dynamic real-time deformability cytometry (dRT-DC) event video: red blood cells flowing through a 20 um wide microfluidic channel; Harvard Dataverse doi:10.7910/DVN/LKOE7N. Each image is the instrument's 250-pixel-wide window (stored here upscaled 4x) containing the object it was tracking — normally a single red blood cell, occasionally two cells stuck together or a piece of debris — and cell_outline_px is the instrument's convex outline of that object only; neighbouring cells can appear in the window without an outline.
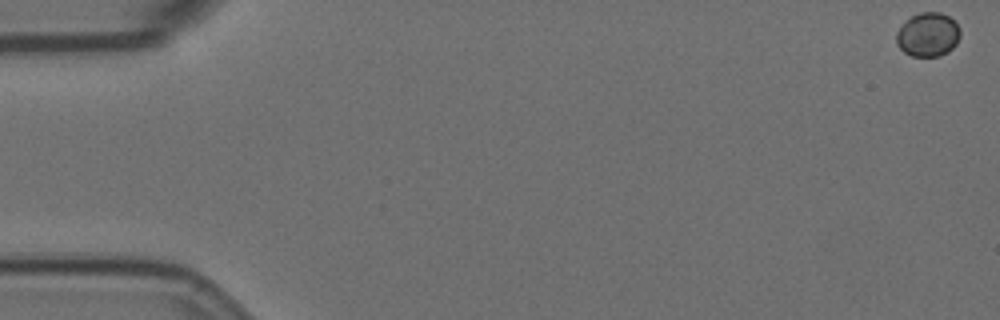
{"species": "Egyptian fruit bat (a non-hibernating species)", "species_latin": "Rousettus aegyptiacus", "temperature_condition": "room temperature", "stored_images_in_passage": 58, "camera_frame_rate_fps": 3000, "um_per_image_px": 0.085, "animal": {"sex": "female"}, "frame": {"image": 1, "passage_image": 1, "time_ms": 0.0, "image_size_px": [1000, 320], "cell_outline_px": [[960, 36], [956, 44], [948, 52], [940, 56], [912, 56], [904, 52], [896, 44], [896, 32], [912, 16], [920, 12], [940, 12], [948, 16], [960, 28]], "centroid_in_image_um": [78.88, 2.96], "position_along_channel_um": 6.1, "area_um2": 16.24}}
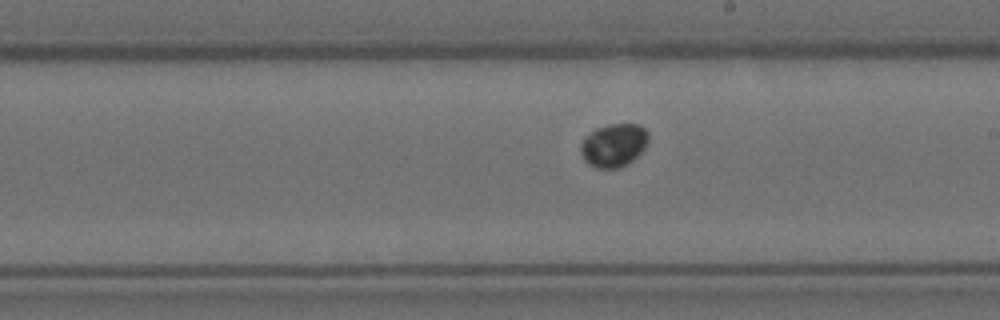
{"frame": {"image": 2, "passage_image": 33, "time_ms": 10.667, "image_size_px": [1000, 320], "cell_outline_px": [[648, 140], [644, 148], [632, 160], [616, 168], [596, 168], [588, 164], [584, 160], [580, 152], [580, 144], [584, 136], [596, 128], [608, 124], [640, 124], [648, 132]], "centroid_in_image_um": [52.13, 12.32], "position_along_channel_um": 236.9, "area_um2": 17.05}}
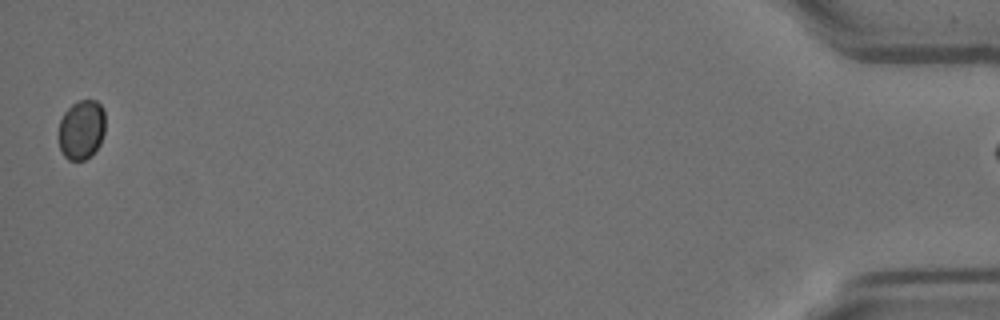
{"frame": {"image": 3, "passage_image": 57, "time_ms": 18.667, "image_size_px": [1000, 320], "cell_outline_px": [[104, 132], [100, 144], [84, 160], [68, 160], [64, 156], [60, 148], [60, 120], [64, 112], [72, 104], [80, 100], [96, 100], [104, 108]], "centroid_in_image_um": [6.94, 10.99], "position_along_channel_um": 428.3, "area_um2": 15.95}}